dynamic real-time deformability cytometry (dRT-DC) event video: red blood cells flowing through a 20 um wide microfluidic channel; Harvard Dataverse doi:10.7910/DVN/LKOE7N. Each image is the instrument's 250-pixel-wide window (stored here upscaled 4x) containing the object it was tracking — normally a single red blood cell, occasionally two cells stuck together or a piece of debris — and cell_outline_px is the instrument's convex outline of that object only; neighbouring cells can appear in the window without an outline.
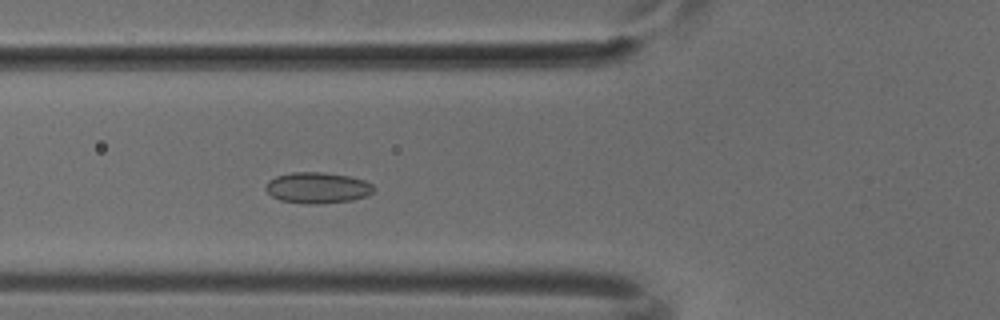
{"species": "common noctule bat (a hibernating species)", "species_latin": "Nyctalus noctula", "temperature_condition": "cold", "stored_images_in_passage": 48, "camera_frame_rate_fps": 3000, "um_per_image_px": 0.085, "animal": {"sex": "male", "body_mass_g": 18.8}, "frame": {"image": 1, "passage_image": 16, "time_ms": 5.0, "image_size_px": [1000, 320], "cell_outline_px": [[376, 188], [368, 196], [352, 200], [316, 204], [308, 204], [280, 200], [272, 196], [264, 188], [268, 180], [276, 176], [292, 172], [324, 172], [348, 176], [364, 180], [372, 184]], "centroid_in_image_um": [26.99, 15.96], "position_along_channel_um": 98.8, "area_um2": 19.59}}
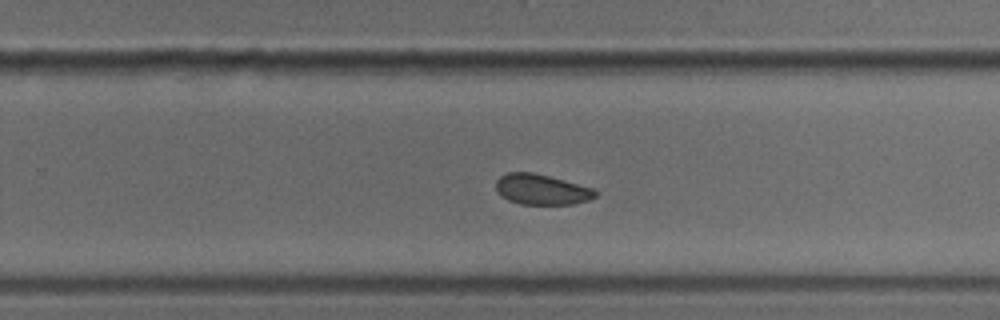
{"frame": {"image": 2, "passage_image": 30, "time_ms": 9.667, "image_size_px": [1000, 320], "cell_outline_px": [[596, 196], [588, 200], [572, 204], [520, 204], [508, 200], [500, 196], [496, 188], [496, 180], [500, 176], [508, 172], [532, 172], [564, 180], [592, 188], [596, 192]], "centroid_in_image_um": [45.99, 16.1], "position_along_channel_um": 283.8, "area_um2": 17.51}}
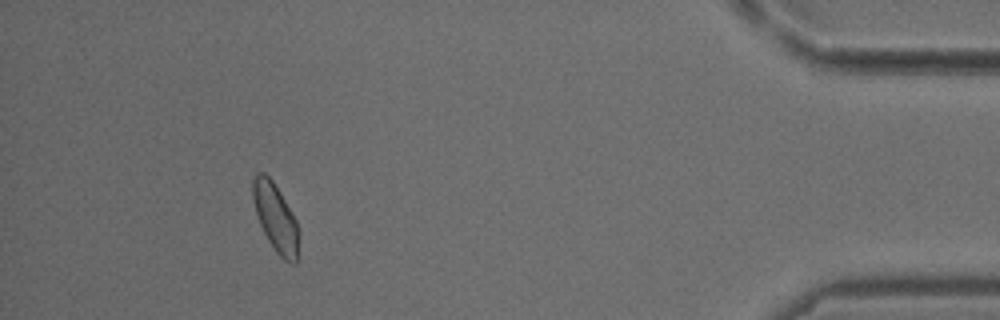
{"frame": {"image": 3, "passage_image": 44, "time_ms": 14.333, "image_size_px": [1000, 320], "cell_outline_px": [[300, 232], [296, 264], [292, 264], [284, 260], [276, 252], [268, 240], [260, 224], [256, 212], [252, 196], [252, 176], [256, 172], [264, 172], [272, 180], [280, 192], [296, 220]], "centroid_in_image_um": [23.43, 18.49], "position_along_channel_um": 411.8, "area_um2": 18.32}}